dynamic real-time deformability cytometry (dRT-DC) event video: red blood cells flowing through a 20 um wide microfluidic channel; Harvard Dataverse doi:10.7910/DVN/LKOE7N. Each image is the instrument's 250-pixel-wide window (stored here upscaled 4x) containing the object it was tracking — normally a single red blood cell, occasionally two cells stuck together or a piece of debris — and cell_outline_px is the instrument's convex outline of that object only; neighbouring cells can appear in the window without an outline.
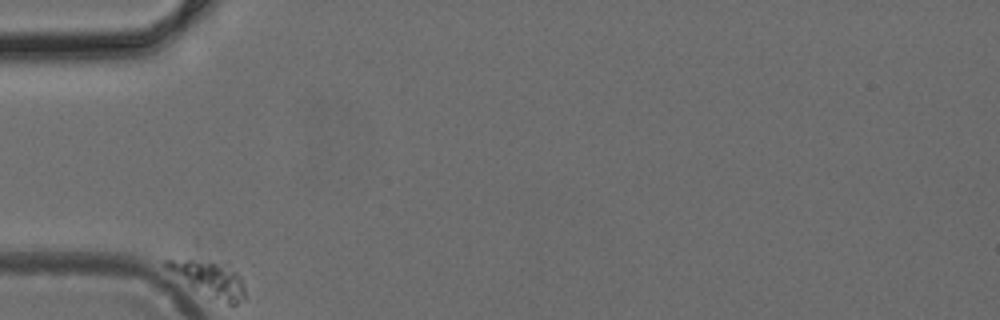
{"species": "common noctule bat (a hibernating species)", "species_latin": "Nyctalus noctula", "temperature_condition": "cold", "stored_images_in_passage": 33, "camera_frame_rate_fps": 3000, "um_per_image_px": 0.085, "animal": {"sex": "female", "body_mass_g": 24.6, "forearm_length_mm": 56.2}, "frame": {"image": 1, "passage_image": 1, "time_ms": 0.0, "image_size_px": [1000, 320], "cell_outline_px": [[244, 296], [236, 304], [228, 304], [208, 300], [164, 268], [164, 260], [196, 260], [216, 264], [236, 272], [240, 276], [244, 284]], "centroid_in_image_um": [17.74, 23.79], "position_along_channel_um": 67.3, "area_um2": 16.13}}
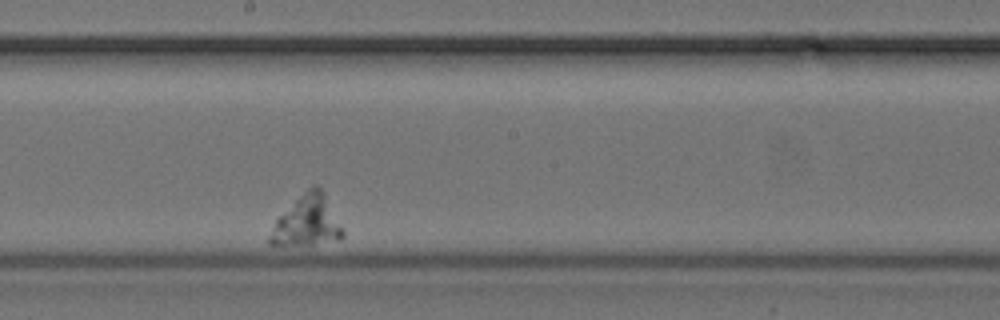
{"frame": {"image": 2, "passage_image": 19, "time_ms": 6.0, "image_size_px": [1000, 320], "cell_outline_px": [[344, 236], [340, 240], [312, 244], [268, 244], [268, 236], [276, 220], [312, 184], [316, 184], [324, 192], [344, 232]], "centroid_in_image_um": [26.13, 18.8], "position_along_channel_um": 222.1, "area_um2": 20.87}}
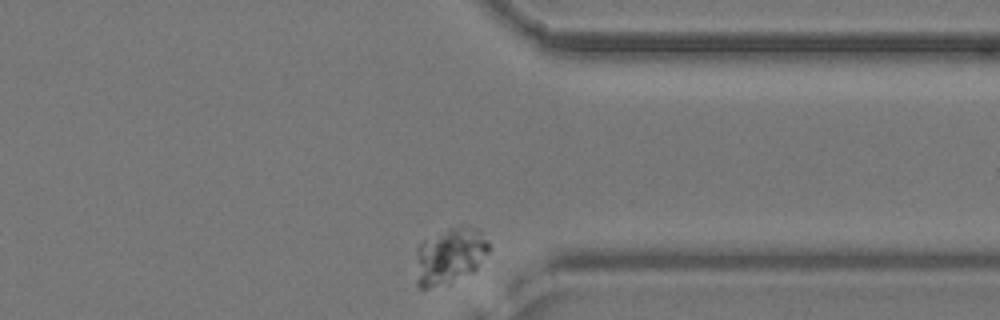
{"frame": {"image": 3, "passage_image": 33, "time_ms": 10.667, "image_size_px": [1000, 320], "cell_outline_px": [[488, 252], [476, 268], [472, 272], [428, 288], [420, 288], [416, 284], [416, 248], [424, 240], [448, 228], [460, 224], [476, 228], [488, 240]], "centroid_in_image_um": [38.21, 21.7], "position_along_channel_um": 373.2, "area_um2": 23.58}}